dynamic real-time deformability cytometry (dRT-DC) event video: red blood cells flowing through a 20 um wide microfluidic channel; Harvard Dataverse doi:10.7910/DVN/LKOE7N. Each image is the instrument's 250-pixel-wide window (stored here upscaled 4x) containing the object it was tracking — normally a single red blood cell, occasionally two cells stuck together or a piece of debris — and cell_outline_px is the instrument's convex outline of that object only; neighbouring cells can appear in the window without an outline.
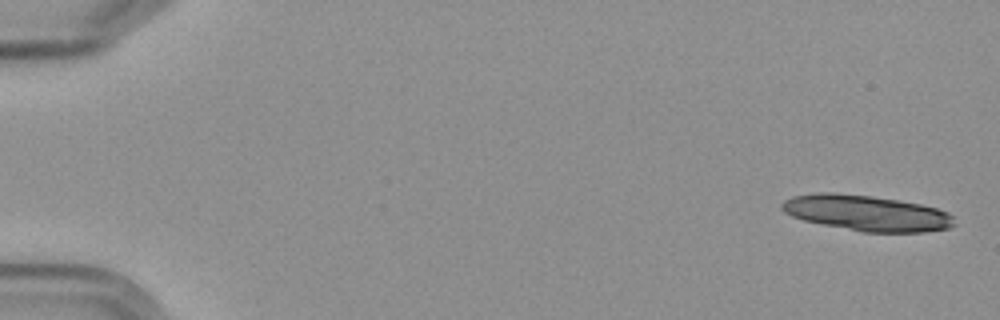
{"species": "Egyptian fruit bat (a non-hibernating species)", "species_latin": "Rousettus aegyptiacus", "temperature_condition": "cold", "stored_images_in_passage": 5, "camera_frame_rate_fps": 3000, "um_per_image_px": 0.085, "frame": {"image": 1, "passage_image": 1, "time_ms": 0.0, "image_size_px": [1000, 320], "cell_outline_px": [[956, 224], [948, 228], [924, 232], [864, 232], [804, 220], [792, 216], [784, 212], [780, 208], [780, 204], [784, 200], [792, 196], [816, 192], [836, 192], [872, 196], [920, 204], [936, 208], [948, 212], [952, 216]], "centroid_in_image_um": [73.64, 18.1], "position_along_channel_um": 11.4, "area_um2": 35.78}}